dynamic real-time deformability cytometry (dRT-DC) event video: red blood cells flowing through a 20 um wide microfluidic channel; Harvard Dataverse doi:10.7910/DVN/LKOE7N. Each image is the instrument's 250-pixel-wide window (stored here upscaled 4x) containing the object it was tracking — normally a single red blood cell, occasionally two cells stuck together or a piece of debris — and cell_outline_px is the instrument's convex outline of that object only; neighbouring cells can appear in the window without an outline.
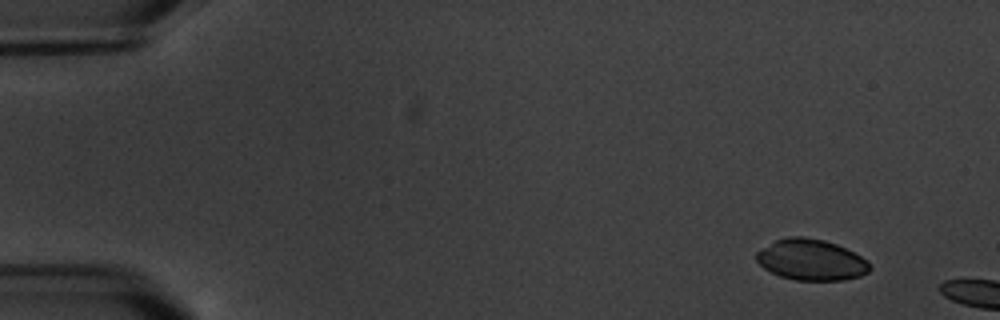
{"species": "common noctule bat (a hibernating species)", "species_latin": "Nyctalus noctula", "temperature_condition": "warm", "stored_images_in_passage": 2, "camera_frame_rate_fps": 3000, "um_per_image_px": 0.085, "animal": {"sex": "male", "body_mass_g": 20.1, "forearm_length_mm": 53.5}, "frame": {"image": 1, "passage_image": 1, "time_ms": 0.0, "image_size_px": [1000, 320], "cell_outline_px": [[872, 268], [868, 272], [860, 276], [844, 280], [796, 280], [780, 276], [764, 268], [756, 260], [756, 252], [776, 240], [788, 236], [804, 236], [824, 240], [836, 244], [868, 260]], "centroid_in_image_um": [68.96, 22.08], "position_along_channel_um": 16.0, "area_um2": 26.99}}